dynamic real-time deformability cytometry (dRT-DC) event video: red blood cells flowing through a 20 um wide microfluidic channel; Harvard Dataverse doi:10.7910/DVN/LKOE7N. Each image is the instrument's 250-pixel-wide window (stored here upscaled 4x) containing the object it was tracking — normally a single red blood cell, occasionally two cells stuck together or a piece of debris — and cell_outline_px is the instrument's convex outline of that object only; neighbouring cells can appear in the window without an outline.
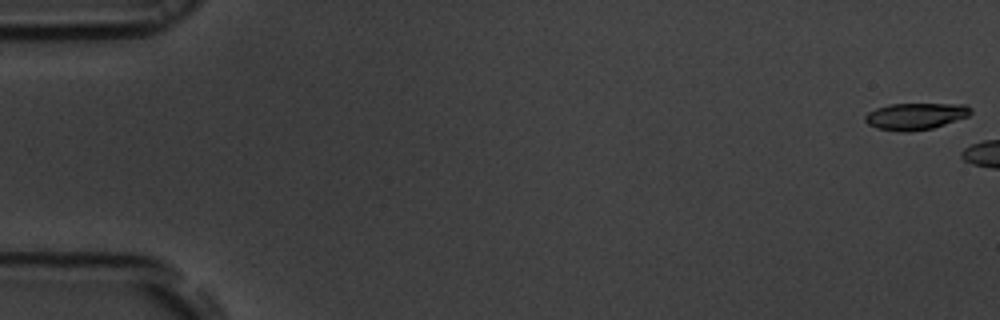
{"species": "common noctule bat (a hibernating species)", "species_latin": "Nyctalus noctula", "temperature_condition": "room temperature", "stored_images_in_passage": 5, "camera_frame_rate_fps": 3000, "um_per_image_px": 0.085, "animal": {"sex": "male", "body_mass_g": 19.5, "forearm_length_mm": 54.6}, "frame": {"image": 1, "passage_image": 1, "time_ms": 0.0, "image_size_px": [1000, 320], "cell_outline_px": [[972, 112], [968, 116], [932, 128], [904, 132], [900, 132], [876, 128], [868, 124], [864, 120], [864, 116], [868, 112], [876, 108], [888, 104], [964, 104], [972, 108]], "centroid_in_image_um": [77.79, 9.87], "position_along_channel_um": 7.2, "area_um2": 16.42}}